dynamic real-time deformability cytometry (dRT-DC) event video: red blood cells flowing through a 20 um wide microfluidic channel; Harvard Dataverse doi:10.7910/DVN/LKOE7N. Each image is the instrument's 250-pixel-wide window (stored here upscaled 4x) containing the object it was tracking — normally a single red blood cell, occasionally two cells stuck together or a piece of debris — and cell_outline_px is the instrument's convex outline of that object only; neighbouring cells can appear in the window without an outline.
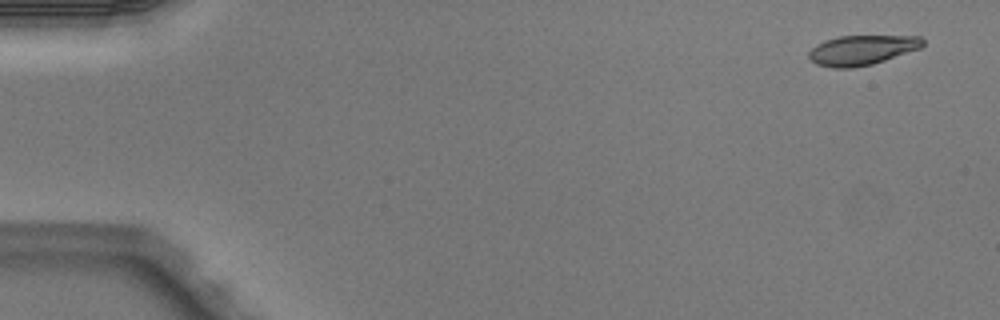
{"species": "Egyptian fruit bat (a non-hibernating species)", "species_latin": "Rousettus aegyptiacus", "temperature_condition": "warm", "stored_images_in_passage": 6, "camera_frame_rate_fps": 3000, "um_per_image_px": 0.085, "animal": {"sex": "male"}, "frame": {"image": 1, "passage_image": 1, "time_ms": 0.0, "image_size_px": [1000, 320], "cell_outline_px": [[924, 44], [920, 48], [872, 64], [852, 68], [832, 68], [816, 64], [808, 56], [808, 52], [816, 44], [824, 40], [840, 36], [920, 36], [924, 40]], "centroid_in_image_um": [73.23, 4.25], "position_along_channel_um": 11.8, "area_um2": 19.71}}
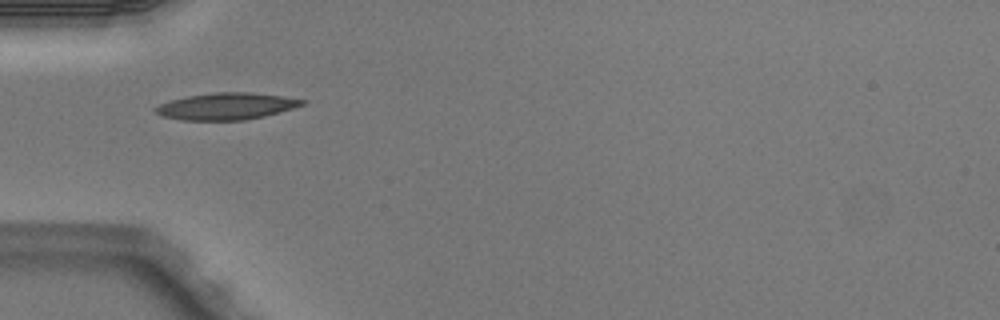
{"frame": {"image": 2, "passage_image": 4, "time_ms": 1.0, "image_size_px": [1000, 320], "cell_outline_px": [[308, 100], [304, 104], [292, 108], [264, 116], [244, 120], [184, 120], [164, 116], [156, 112], [152, 108], [160, 104], [172, 100], [188, 96], [212, 92], [252, 92], [284, 96]], "centroid_in_image_um": [19.27, 9.02], "position_along_channel_um": 65.7, "area_um2": 22.77}}
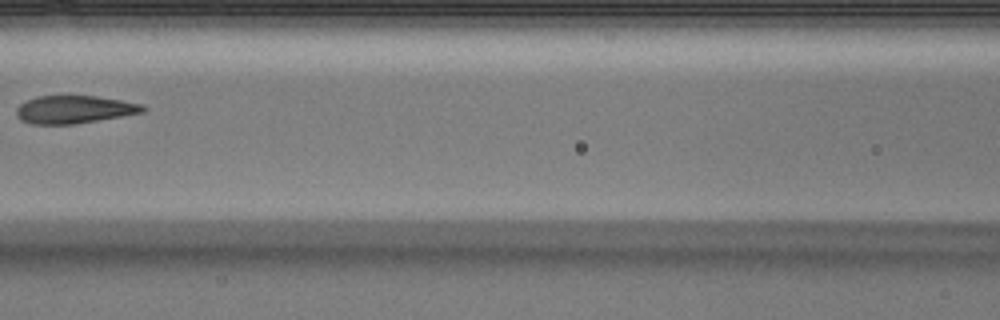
{"frame": {"image": 3, "passage_image": 6, "time_ms": 1.667, "image_size_px": [1000, 320], "cell_outline_px": [[148, 108], [144, 112], [76, 124], [32, 124], [20, 120], [16, 116], [16, 108], [20, 104], [36, 96], [96, 96], [120, 100], [140, 104]], "centroid_in_image_um": [6.28, 9.31], "position_along_channel_um": 160.3, "area_um2": 20.46}}